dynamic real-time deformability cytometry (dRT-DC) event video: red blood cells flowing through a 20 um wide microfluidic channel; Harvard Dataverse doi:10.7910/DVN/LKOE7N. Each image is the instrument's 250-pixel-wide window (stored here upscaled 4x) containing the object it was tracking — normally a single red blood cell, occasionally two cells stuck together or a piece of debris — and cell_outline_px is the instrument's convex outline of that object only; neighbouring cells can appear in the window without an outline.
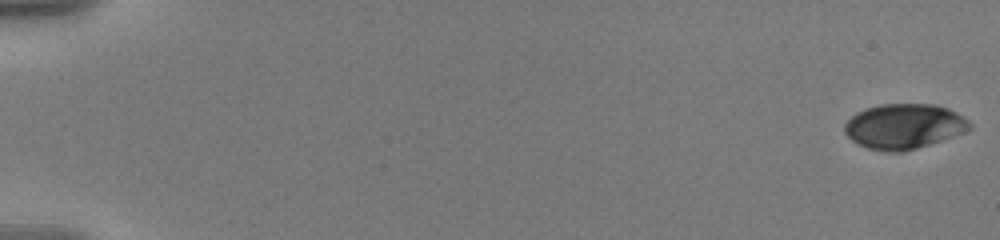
{"species": "human", "species_latin": "Homo sapiens", "temperature_condition": "warm", "stored_images_in_passage": 58, "camera_frame_rate_fps": 3000, "um_per_image_px": 0.085, "donor": {"sex": "male"}, "frame": {"image": 1, "passage_image": 1, "time_ms": 0.0, "image_size_px": [1000, 240], "cell_outline_px": [[972, 128], [964, 132], [916, 148], [900, 152], [884, 152], [868, 148], [856, 144], [844, 132], [844, 124], [856, 112], [880, 104], [936, 104], [948, 108], [956, 112], [968, 120], [972, 124]], "centroid_in_image_um": [76.82, 10.73], "position_along_channel_um": 8.2, "area_um2": 32.77}}
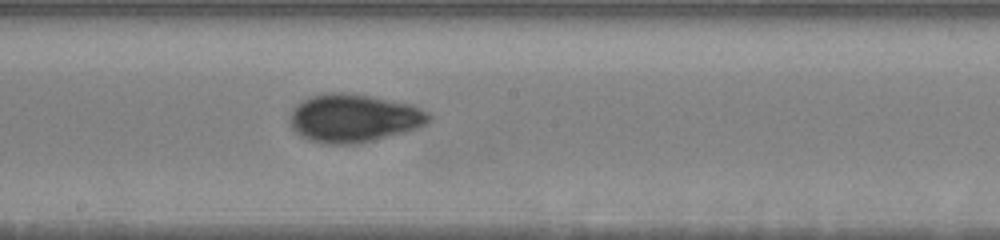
{"frame": {"image": 2, "passage_image": 34, "time_ms": 11.0, "image_size_px": [1000, 240], "cell_outline_px": [[432, 120], [416, 128], [404, 132], [356, 144], [328, 144], [308, 140], [300, 136], [292, 128], [288, 120], [288, 116], [292, 108], [296, 104], [312, 96], [332, 92], [344, 92], [368, 96], [412, 104], [428, 112], [432, 116]], "centroid_in_image_um": [30.03, 10.04], "position_along_channel_um": 218.2, "area_um2": 39.02}}
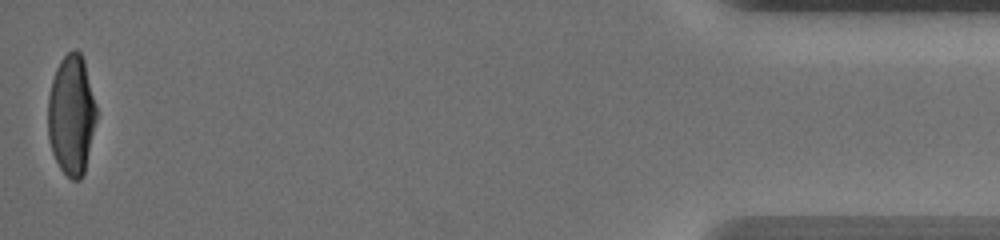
{"frame": {"image": 3, "passage_image": 58, "time_ms": 19.0, "image_size_px": [1000, 240], "cell_outline_px": [[96, 120], [84, 172], [80, 180], [72, 180], [60, 168], [52, 152], [48, 136], [48, 96], [52, 80], [56, 68], [60, 60], [68, 52], [76, 48], [80, 52], [84, 60], [96, 104]], "centroid_in_image_um": [6.06, 9.75], "position_along_channel_um": 429.1, "area_um2": 33.81}, "authors_computed_cell_mechanics": {"area_um2": 35.0557, "velocity_mm_per_s": 3.585, "shape_relaxation_time_tau1_ms": 3.8019, "shape_relaxation_time_tau2_ms": 1.8332, "deformation_change_tau1": 0.1672, "deformation_change_tau2": 0.0507}}